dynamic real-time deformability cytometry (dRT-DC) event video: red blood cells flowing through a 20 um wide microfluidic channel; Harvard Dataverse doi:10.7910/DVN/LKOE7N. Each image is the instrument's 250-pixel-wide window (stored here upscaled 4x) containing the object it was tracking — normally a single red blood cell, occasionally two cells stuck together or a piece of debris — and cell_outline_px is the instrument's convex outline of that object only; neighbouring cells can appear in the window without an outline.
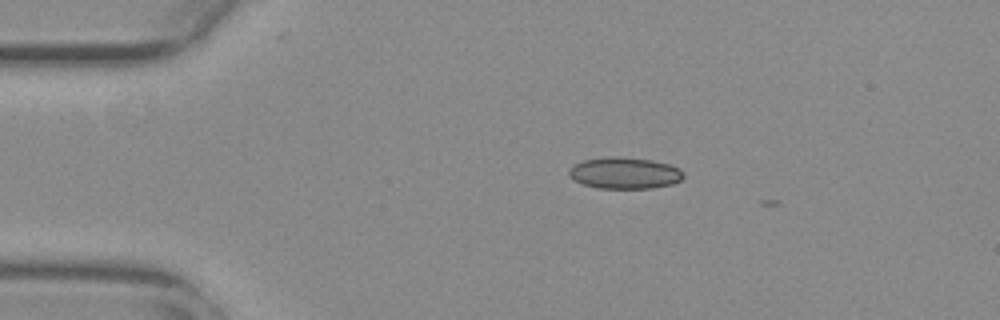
{"species": "common noctule bat (a hibernating species)", "species_latin": "Nyctalus noctula", "temperature_condition": "warm", "stored_images_in_passage": 2, "camera_frame_rate_fps": 3000, "um_per_image_px": 0.085, "animal": {"sex": "female", "body_mass_g": 29.2, "forearm_length_mm": 56.3}, "frame": {"image": 1, "passage_image": 1, "time_ms": 0.0, "image_size_px": [1000, 320], "cell_outline_px": [[684, 176], [680, 180], [672, 184], [652, 188], [596, 188], [584, 184], [576, 180], [568, 172], [568, 168], [572, 164], [584, 160], [612, 156], [652, 160], [668, 164], [680, 168], [684, 172]], "centroid_in_image_um": [53.1, 14.7], "position_along_channel_um": 31.9, "area_um2": 20.92}}